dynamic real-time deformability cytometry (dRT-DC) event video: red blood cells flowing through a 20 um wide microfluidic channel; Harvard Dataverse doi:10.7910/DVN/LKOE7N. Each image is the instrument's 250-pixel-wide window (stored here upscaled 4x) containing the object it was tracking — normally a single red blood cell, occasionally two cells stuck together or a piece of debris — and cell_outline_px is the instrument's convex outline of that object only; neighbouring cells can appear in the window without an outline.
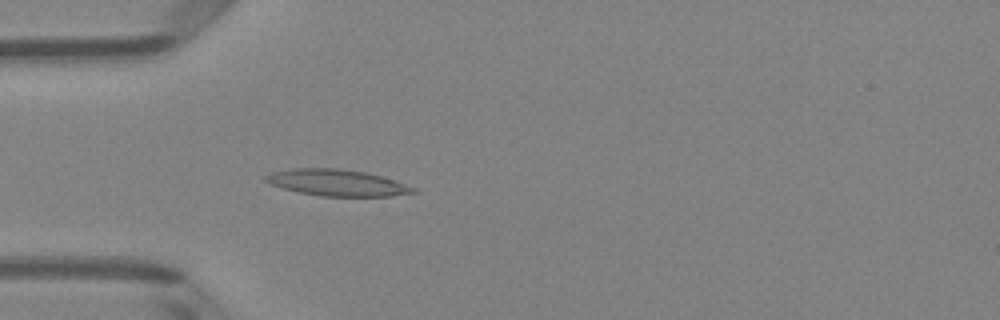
{"species": "Egyptian fruit bat (a non-hibernating species)", "species_latin": "Rousettus aegyptiacus", "temperature_condition": "room temperature", "stored_images_in_passage": 44, "camera_frame_rate_fps": 3000, "um_per_image_px": 0.085, "animal": {"sex": "female"}, "frame": {"image": 1, "passage_image": 9, "time_ms": 2.667, "image_size_px": [1000, 320], "cell_outline_px": [[420, 192], [392, 196], [320, 196], [300, 192], [284, 188], [272, 184], [264, 180], [264, 176], [272, 172], [292, 168], [336, 168], [364, 172], [380, 176], [416, 188]], "centroid_in_image_um": [28.65, 15.53], "position_along_channel_um": 56.3, "area_um2": 22.48}}
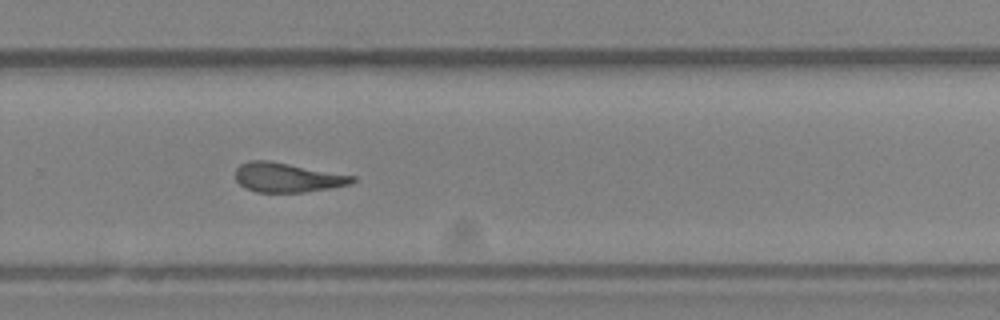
{"frame": {"image": 2, "passage_image": 28, "time_ms": 9.0, "image_size_px": [1000, 320], "cell_outline_px": [[356, 180], [352, 184], [332, 188], [304, 192], [256, 192], [244, 188], [236, 180], [236, 168], [240, 164], [248, 160], [268, 160], [356, 176]], "centroid_in_image_um": [24.43, 15.09], "position_along_channel_um": 305.4, "area_um2": 20.17}}
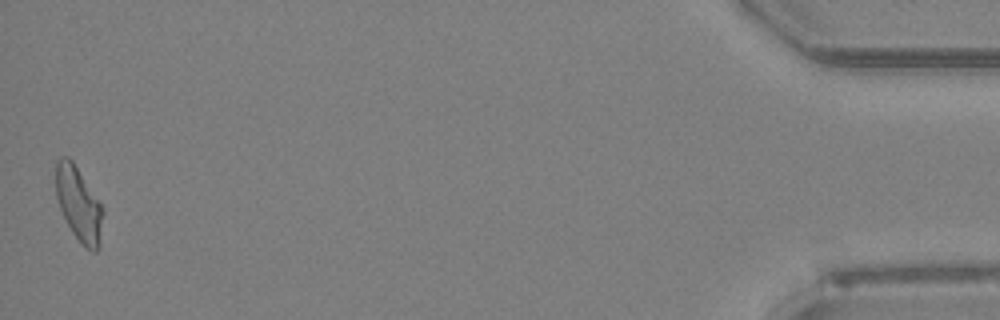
{"frame": {"image": 3, "passage_image": 44, "time_ms": 14.333, "image_size_px": [1000, 320], "cell_outline_px": [[104, 212], [100, 248], [96, 252], [92, 252], [84, 248], [72, 232], [60, 208], [56, 196], [56, 160], [60, 156], [68, 156], [72, 160], [104, 208]], "centroid_in_image_um": [6.72, 17.38], "position_along_channel_um": 428.5, "area_um2": 20.63}, "authors_computed_cell_mechanics": {"area_um2": 20.6924, "velocity_mm_per_s": 4.0299, "shape_relaxation_time_tau1_ms": 7.026, "shape_relaxation_time_tau2_ms": 2.9801, "deformation_change_tau1": 0.2131, "deformation_change_tau2": 0.1422}}